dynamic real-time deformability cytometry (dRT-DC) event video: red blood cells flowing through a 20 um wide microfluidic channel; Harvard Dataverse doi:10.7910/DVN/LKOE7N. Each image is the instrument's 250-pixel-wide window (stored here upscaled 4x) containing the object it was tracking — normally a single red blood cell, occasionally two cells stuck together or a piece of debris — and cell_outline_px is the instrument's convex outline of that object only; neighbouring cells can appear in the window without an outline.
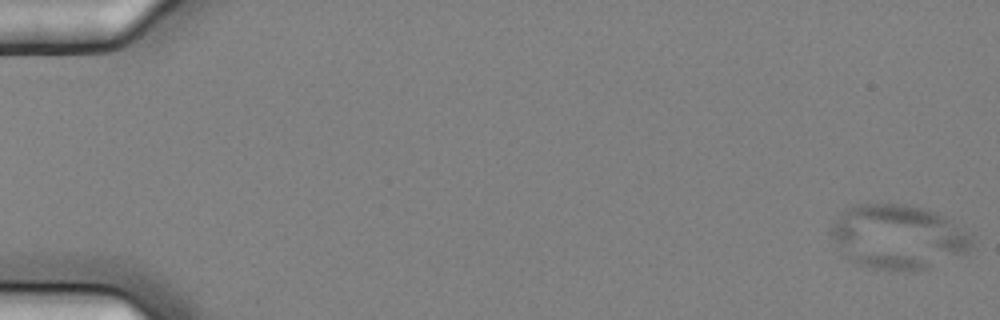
{"species": "common noctule bat (a hibernating species)", "species_latin": "Nyctalus noctula", "temperature_condition": "cold", "stored_images_in_passage": 6, "segment_of_instrument_passage": [1, 2], "camera_frame_rate_fps": 3000, "um_per_image_px": 0.085, "animal": {"sex": "female", "body_mass_g": 25.1}, "frame": {"image": 1, "passage_image": 1, "time_ms": 0.0, "image_size_px": [1000, 320], "cell_outline_px": [[972, 244], [968, 252], [924, 268], [876, 268], [860, 264], [848, 260], [828, 232], [828, 228], [848, 208], [856, 204], [904, 204], [936, 212], [944, 216], [972, 236]], "centroid_in_image_um": [76.3, 20.09], "position_along_channel_um": 8.7, "area_um2": 51.44}}
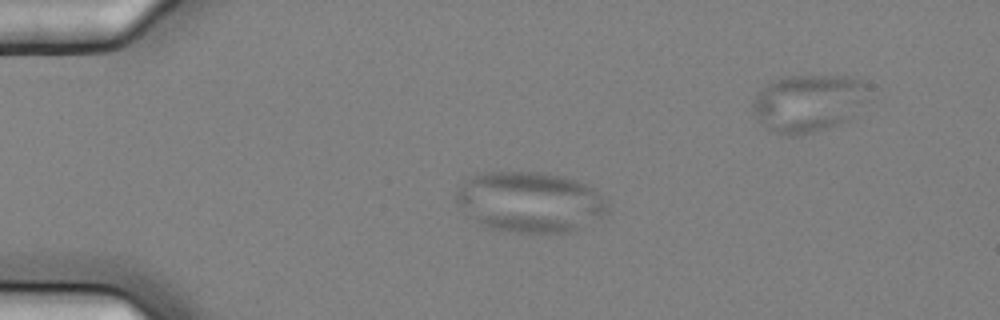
{"frame": {"image": 2, "passage_image": 4, "time_ms": 1.0, "image_size_px": [1000, 320], "cell_outline_px": [[608, 212], [600, 220], [580, 228], [568, 232], [516, 232], [484, 228], [468, 216], [456, 200], [456, 192], [460, 184], [468, 176], [480, 172], [540, 172], [560, 176], [576, 180], [592, 188], [608, 200]], "centroid_in_image_um": [45.04, 17.17], "position_along_channel_um": 40.0, "area_um2": 53.93}}